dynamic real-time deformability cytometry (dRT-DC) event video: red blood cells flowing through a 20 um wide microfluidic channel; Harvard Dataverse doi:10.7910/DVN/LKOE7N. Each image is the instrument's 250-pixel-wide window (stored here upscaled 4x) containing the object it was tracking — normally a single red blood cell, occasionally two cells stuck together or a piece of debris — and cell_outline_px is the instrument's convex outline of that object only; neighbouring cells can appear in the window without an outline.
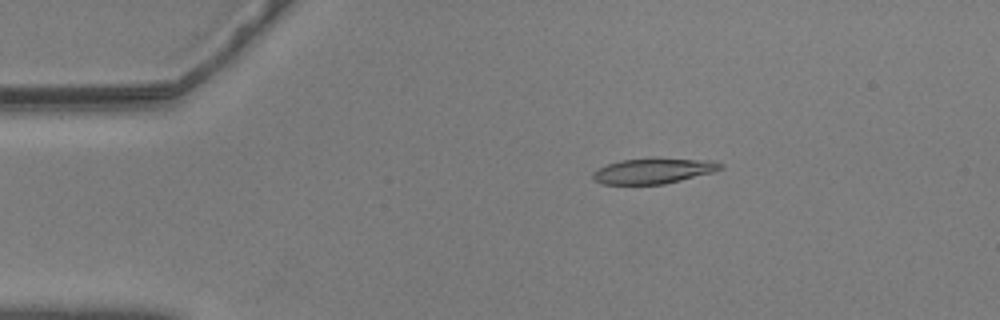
{"species": "common noctule bat (a hibernating species)", "species_latin": "Nyctalus noctula", "temperature_condition": "warm", "stored_images_in_passage": 56, "camera_frame_rate_fps": 3000, "um_per_image_px": 0.085, "animal": {"sex": "male", "body_mass_g": 20.5, "forearm_length_mm": 52.5}, "frame": {"image": 1, "passage_image": 10, "time_ms": 3.0, "image_size_px": [1000, 320], "cell_outline_px": [[724, 168], [712, 172], [664, 184], [604, 184], [592, 180], [592, 172], [608, 164], [620, 160], [716, 160], [724, 164]], "centroid_in_image_um": [55.53, 14.55], "position_along_channel_um": 29.5, "area_um2": 18.21}}
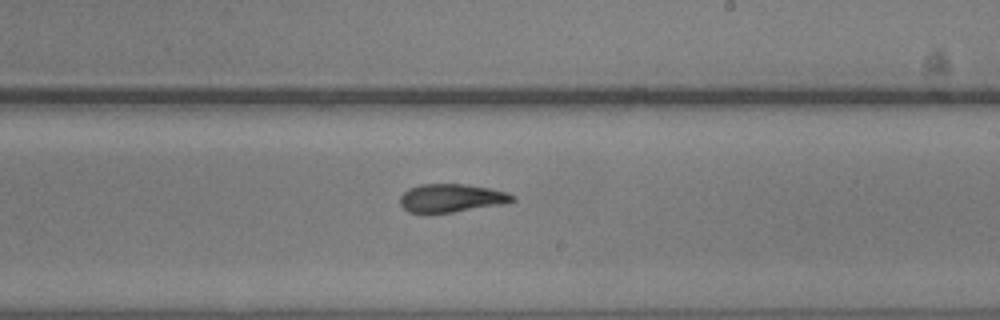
{"frame": {"image": 2, "passage_image": 33, "time_ms": 10.667, "image_size_px": [1000, 320], "cell_outline_px": [[516, 200], [504, 204], [428, 216], [420, 216], [408, 212], [400, 204], [400, 196], [408, 188], [420, 184], [464, 184], [488, 188], [508, 192], [516, 196]], "centroid_in_image_um": [38.31, 16.88], "position_along_channel_um": 250.7, "area_um2": 19.25}}
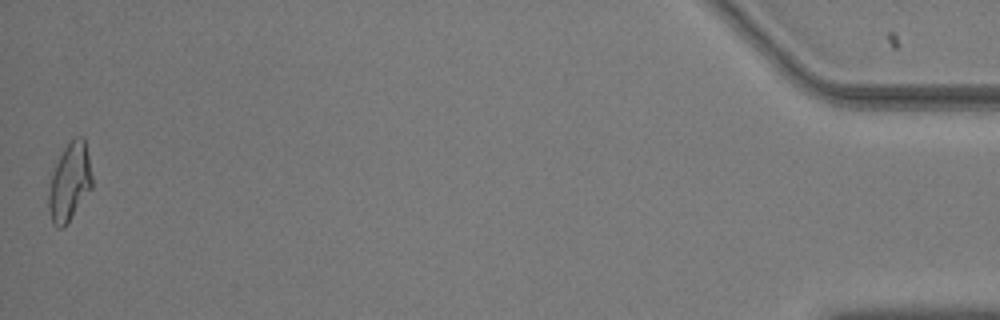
{"frame": {"image": 3, "passage_image": 56, "time_ms": 18.333, "image_size_px": [1000, 320], "cell_outline_px": [[92, 188], [64, 228], [56, 228], [52, 224], [48, 208], [48, 196], [52, 176], [56, 164], [64, 148], [76, 136], [84, 136], [92, 176]], "centroid_in_image_um": [5.92, 15.52], "position_along_channel_um": 429.3, "area_um2": 19.54}, "authors_computed_cell_mechanics": {"area_um2": 19.1607, "velocity_mm_per_s": 3.5673, "shape_relaxation_time_tau1_ms": 5.1071, "shape_relaxation_time_tau2_ms": 2.4774, "deformation_change_tau1": 0.1783, "deformation_change_tau2": 0.0946}}